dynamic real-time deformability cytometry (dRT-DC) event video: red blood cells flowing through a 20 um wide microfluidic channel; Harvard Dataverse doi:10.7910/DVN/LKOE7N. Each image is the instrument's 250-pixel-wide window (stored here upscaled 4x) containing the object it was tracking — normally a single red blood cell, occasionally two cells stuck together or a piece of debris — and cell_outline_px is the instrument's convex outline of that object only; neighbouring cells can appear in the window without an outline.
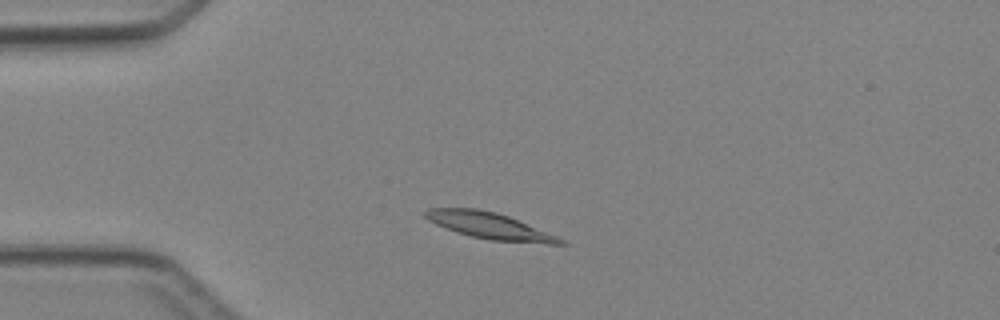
{"species": "Egyptian fruit bat (a non-hibernating species)", "species_latin": "Rousettus aegyptiacus", "temperature_condition": "cold", "stored_images_in_passage": 4, "camera_frame_rate_fps": 3000, "um_per_image_px": 0.085, "animal": {"sex": "female"}, "frame": {"image": 1, "passage_image": 2, "time_ms": 1.0, "image_size_px": [1000, 320], "cell_outline_px": [[568, 244], [548, 244], [492, 240], [472, 236], [456, 232], [436, 224], [428, 220], [424, 216], [424, 212], [428, 208], [476, 208], [496, 212], [508, 216], [556, 236], [564, 240]], "centroid_in_image_um": [41.58, 19.18], "position_along_channel_um": 43.4, "area_um2": 20.46}}
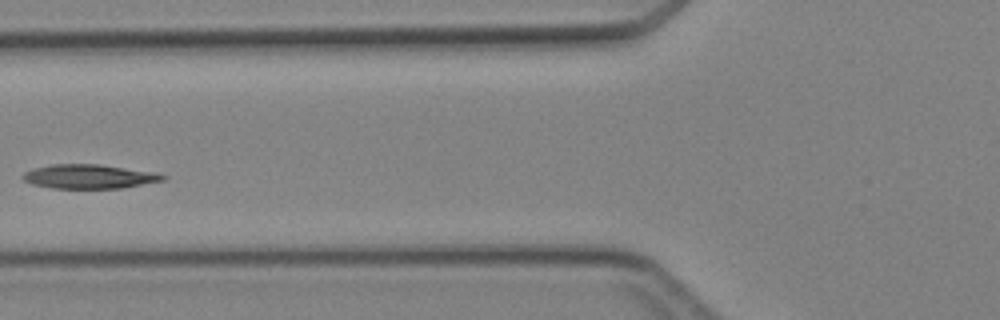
{"frame": {"image": 2, "passage_image": 4, "time_ms": 3.333, "image_size_px": [1000, 320], "cell_outline_px": [[168, 176], [164, 180], [120, 188], [52, 188], [32, 184], [24, 180], [20, 176], [24, 172], [32, 168], [52, 164], [100, 164], [156, 172]], "centroid_in_image_um": [7.56, 14.99], "position_along_channel_um": 118.2, "area_um2": 19.77}}